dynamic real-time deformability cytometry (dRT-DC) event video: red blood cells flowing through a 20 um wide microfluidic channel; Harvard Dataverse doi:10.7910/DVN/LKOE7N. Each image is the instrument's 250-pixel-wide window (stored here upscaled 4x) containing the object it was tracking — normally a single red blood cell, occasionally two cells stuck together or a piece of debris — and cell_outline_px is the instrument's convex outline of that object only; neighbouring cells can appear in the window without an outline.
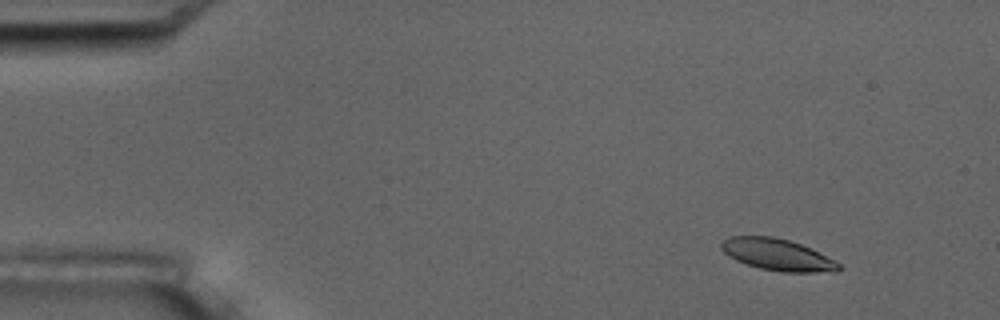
{"species": "common noctule bat (a hibernating species)", "species_latin": "Nyctalus noctula", "temperature_condition": "room temperature", "stored_images_in_passage": 6, "camera_frame_rate_fps": 3000, "um_per_image_px": 0.085, "animal": {"sex": "male", "body_mass_g": 17.5, "forearm_length_mm": 52.3}, "frame": {"image": 1, "passage_image": 2, "time_ms": 1.333, "image_size_px": [1000, 320], "cell_outline_px": [[844, 268], [836, 272], [780, 272], [760, 268], [736, 260], [728, 256], [720, 248], [720, 244], [728, 236], [772, 236], [788, 240], [800, 244], [840, 264]], "centroid_in_image_um": [66.05, 21.65], "position_along_channel_um": 19.0, "area_um2": 21.44}}